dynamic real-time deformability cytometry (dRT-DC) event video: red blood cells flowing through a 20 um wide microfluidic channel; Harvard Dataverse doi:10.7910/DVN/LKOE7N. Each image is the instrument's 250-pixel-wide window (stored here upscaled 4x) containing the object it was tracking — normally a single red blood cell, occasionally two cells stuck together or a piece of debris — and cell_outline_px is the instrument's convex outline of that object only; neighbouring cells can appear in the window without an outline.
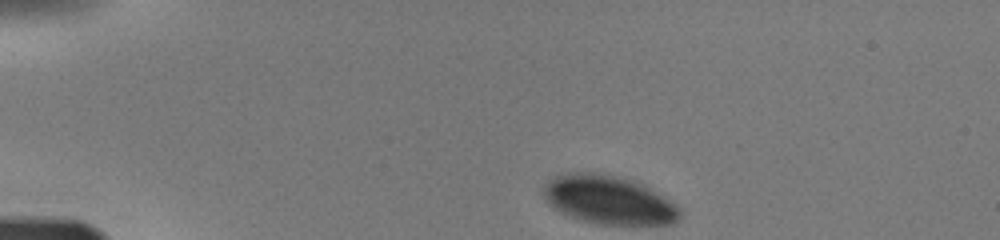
{"species": "human", "species_latin": "Homo sapiens", "temperature_condition": "warm", "stored_images_in_passage": 4, "camera_frame_rate_fps": 3000, "um_per_image_px": 0.085, "donor": {"sex": "male"}, "frame": {"image": 1, "passage_image": 1, "time_ms": 0.0, "image_size_px": [1000, 240], "cell_outline_px": [[680, 216], [672, 224], [596, 224], [580, 220], [560, 212], [548, 204], [544, 196], [544, 184], [548, 180], [560, 172], [592, 172], [616, 176], [632, 180], [644, 184], [668, 200], [680, 212]], "centroid_in_image_um": [51.66, 16.98], "position_along_channel_um": 33.3, "area_um2": 38.44}}